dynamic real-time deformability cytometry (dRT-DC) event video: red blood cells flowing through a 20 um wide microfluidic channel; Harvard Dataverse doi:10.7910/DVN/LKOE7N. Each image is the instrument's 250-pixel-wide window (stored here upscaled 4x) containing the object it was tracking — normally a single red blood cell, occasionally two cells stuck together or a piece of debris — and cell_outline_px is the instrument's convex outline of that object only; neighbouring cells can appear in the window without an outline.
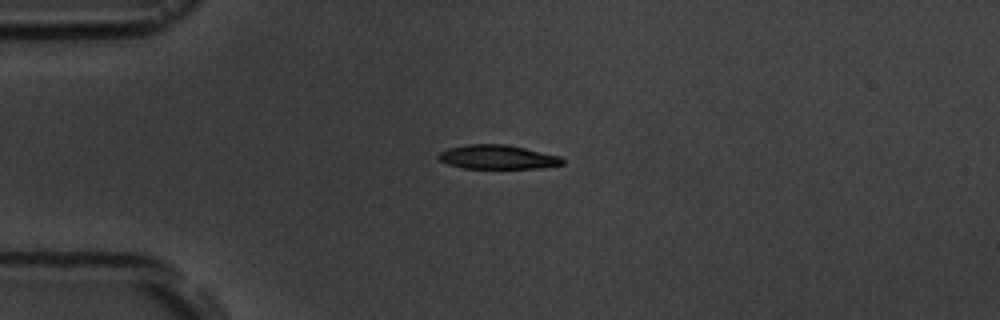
{"species": "common noctule bat (a hibernating species)", "species_latin": "Nyctalus noctula", "temperature_condition": "room temperature", "stored_images_in_passage": 3, "camera_frame_rate_fps": 3000, "um_per_image_px": 0.085, "animal": {"sex": "male", "body_mass_g": 19.5, "forearm_length_mm": 54.6}, "frame": {"image": 1, "passage_image": 2, "time_ms": 1.333, "image_size_px": [1000, 320], "cell_outline_px": [[564, 164], [540, 168], [464, 168], [448, 164], [440, 160], [436, 156], [440, 152], [448, 148], [468, 144], [508, 144], [560, 156], [564, 160]], "centroid_in_image_um": [42.3, 13.34], "position_along_channel_um": 42.7, "area_um2": 17.4}}